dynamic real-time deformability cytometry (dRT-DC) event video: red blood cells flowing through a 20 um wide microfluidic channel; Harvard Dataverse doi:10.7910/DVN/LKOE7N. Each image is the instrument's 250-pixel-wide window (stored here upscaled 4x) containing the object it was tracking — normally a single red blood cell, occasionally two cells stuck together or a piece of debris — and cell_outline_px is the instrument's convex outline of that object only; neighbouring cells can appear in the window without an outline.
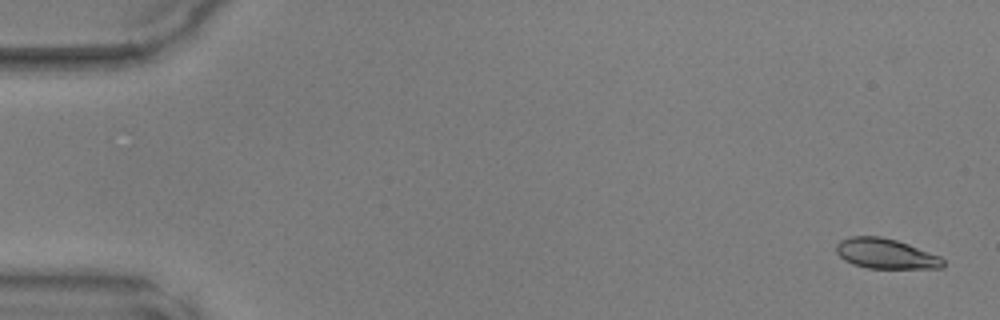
{"species": "common noctule bat (a hibernating species)", "species_latin": "Nyctalus noctula", "temperature_condition": "warm", "stored_images_in_passage": 49, "camera_frame_rate_fps": 3000, "um_per_image_px": 0.085, "animal": {"sex": "male", "body_mass_g": 17.9, "forearm_length_mm": 54.2}, "frame": {"image": 1, "passage_image": 2, "time_ms": 0.333, "image_size_px": [1000, 320], "cell_outline_px": [[944, 268], [868, 268], [852, 264], [844, 260], [836, 252], [836, 244], [840, 240], [852, 236], [880, 236], [896, 240], [908, 244], [940, 256], [944, 260]], "centroid_in_image_um": [75.27, 21.56], "position_along_channel_um": 9.7, "area_um2": 18.73}}
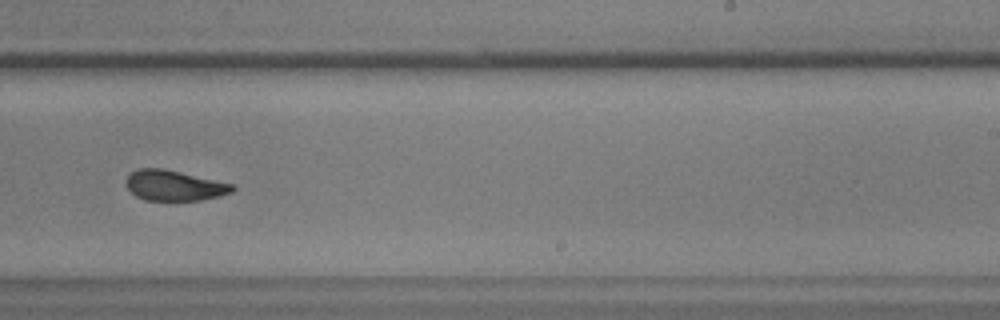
{"frame": {"image": 2, "passage_image": 31, "time_ms": 10.0, "image_size_px": [1000, 320], "cell_outline_px": [[236, 188], [232, 192], [220, 196], [200, 200], [144, 200], [136, 196], [124, 184], [124, 180], [132, 172], [140, 168], [164, 168], [236, 184]], "centroid_in_image_um": [14.84, 15.76], "position_along_channel_um": 274.2, "area_um2": 19.07}}
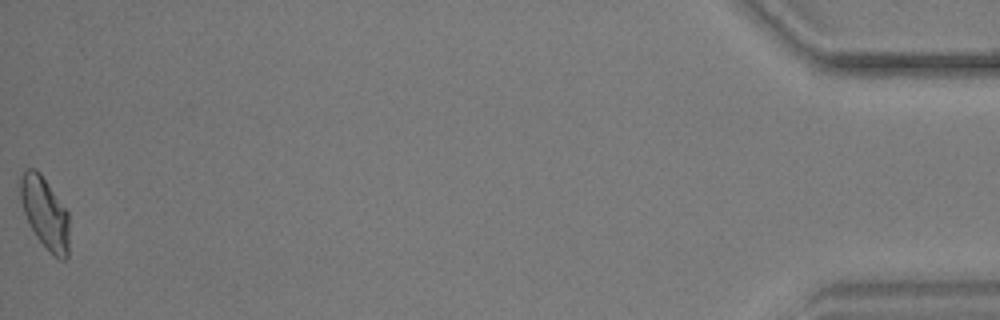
{"frame": {"image": 3, "passage_image": 49, "time_ms": 16.0, "image_size_px": [1000, 320], "cell_outline_px": [[68, 256], [64, 260], [60, 260], [52, 256], [48, 252], [36, 236], [24, 212], [20, 200], [20, 176], [28, 168], [36, 168], [40, 172], [68, 212]], "centroid_in_image_um": [3.82, 18.12], "position_along_channel_um": 431.4, "area_um2": 20.35}}